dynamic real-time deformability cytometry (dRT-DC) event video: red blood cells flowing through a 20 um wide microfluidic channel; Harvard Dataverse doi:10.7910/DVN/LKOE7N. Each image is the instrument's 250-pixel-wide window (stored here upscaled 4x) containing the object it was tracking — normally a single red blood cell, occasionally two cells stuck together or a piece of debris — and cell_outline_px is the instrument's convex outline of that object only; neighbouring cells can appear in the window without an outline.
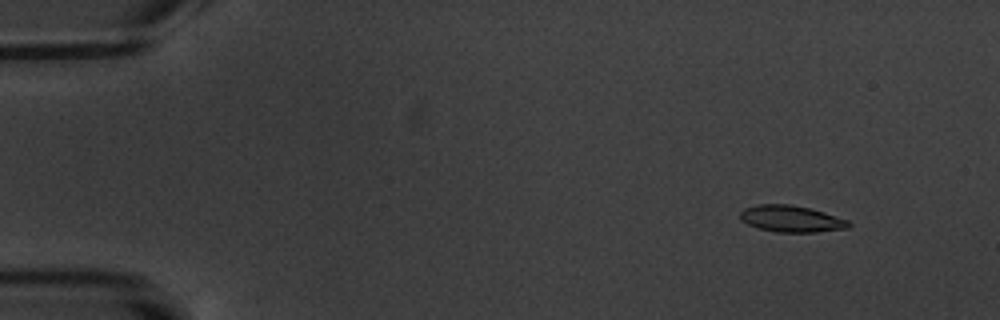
{"species": "common noctule bat (a hibernating species)", "species_latin": "Nyctalus noctula", "temperature_condition": "warm", "stored_images_in_passage": 6, "camera_frame_rate_fps": 3000, "um_per_image_px": 0.085, "animal": {"sex": "male", "body_mass_g": 20.1, "forearm_length_mm": 53.5}, "frame": {"image": 1, "passage_image": 2, "time_ms": 1.0, "image_size_px": [1000, 320], "cell_outline_px": [[852, 224], [848, 228], [816, 232], [776, 232], [756, 228], [740, 220], [740, 212], [744, 208], [756, 204], [788, 204], [808, 208], [824, 212], [848, 220]], "centroid_in_image_um": [67.23, 18.6], "position_along_channel_um": 17.8, "area_um2": 16.88}}